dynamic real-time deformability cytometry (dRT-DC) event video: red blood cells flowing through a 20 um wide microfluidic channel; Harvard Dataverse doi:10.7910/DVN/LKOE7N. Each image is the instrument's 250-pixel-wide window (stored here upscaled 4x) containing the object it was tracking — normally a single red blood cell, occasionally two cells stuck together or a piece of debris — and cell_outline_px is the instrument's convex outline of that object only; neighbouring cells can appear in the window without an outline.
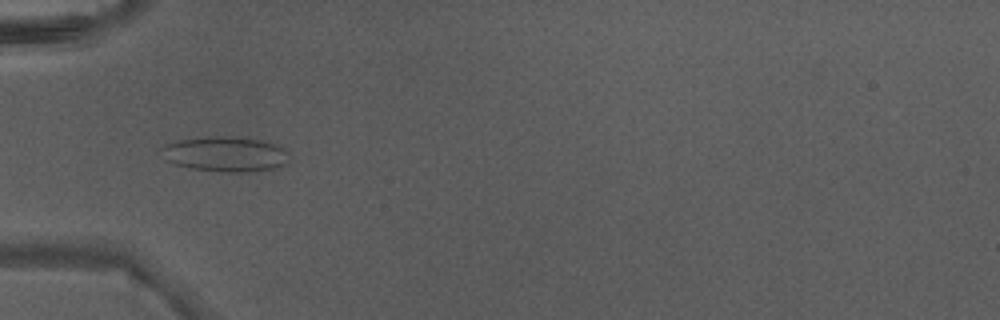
{"species": "Egyptian fruit bat (a non-hibernating species)", "species_latin": "Rousettus aegyptiacus", "temperature_condition": "warm", "stored_images_in_passage": 44, "camera_frame_rate_fps": 3000, "um_per_image_px": 0.085, "animal": {"sex": "male"}, "frame": {"image": 1, "passage_image": 13, "time_ms": 4.0, "image_size_px": [1000, 320], "cell_outline_px": [[288, 160], [284, 164], [272, 168], [256, 172], [220, 172], [188, 168], [164, 160], [160, 148], [164, 144], [180, 140], [212, 136], [232, 136], [264, 140], [276, 144], [284, 148], [288, 152]], "centroid_in_image_um": [19.14, 13.1], "position_along_channel_um": 65.9, "area_um2": 26.47}}